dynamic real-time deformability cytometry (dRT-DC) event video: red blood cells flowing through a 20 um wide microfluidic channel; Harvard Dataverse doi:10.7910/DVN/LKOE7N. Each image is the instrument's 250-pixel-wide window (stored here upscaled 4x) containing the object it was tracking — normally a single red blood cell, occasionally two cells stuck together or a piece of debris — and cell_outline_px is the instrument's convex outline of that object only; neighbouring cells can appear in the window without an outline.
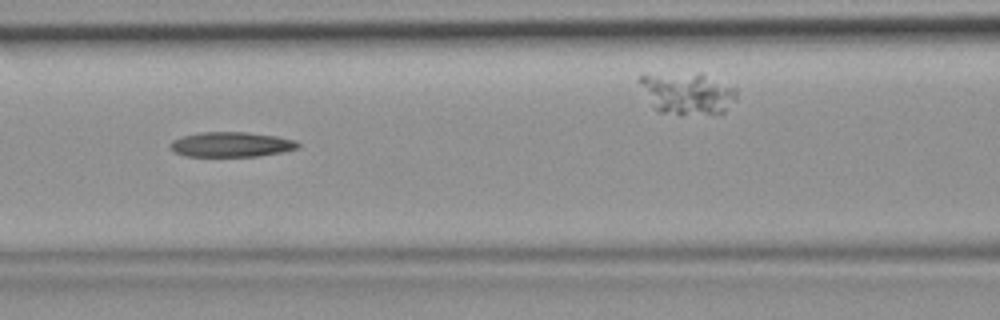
{"species": "common noctule bat (a hibernating species)", "species_latin": "Nyctalus noctula", "temperature_condition": "room temperature", "stored_images_in_passage": 37, "camera_frame_rate_fps": 3000, "um_per_image_px": 0.085, "animal": {"sex": "female", "body_mass_g": 19.9}, "frame": {"image": 1, "passage_image": 11, "time_ms": 3.333, "image_size_px": [1000, 320], "cell_outline_px": [[300, 148], [260, 156], [184, 156], [176, 152], [168, 144], [172, 140], [184, 136], [200, 132], [248, 132], [276, 136], [296, 140], [300, 144]], "centroid_in_image_um": [19.68, 12.27], "position_along_channel_um": 146.9, "area_um2": 18.55}}
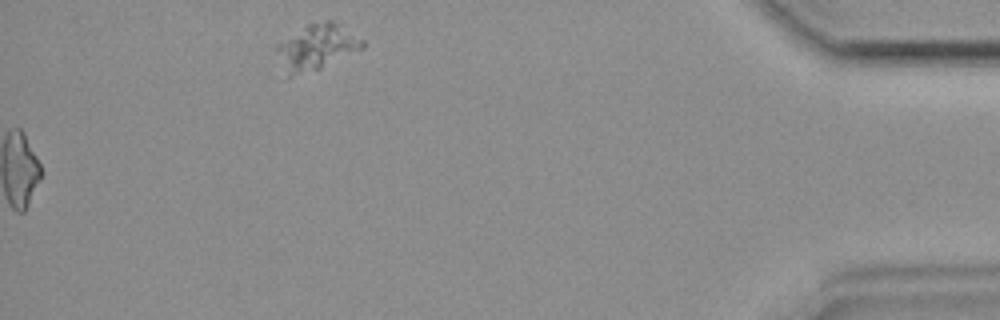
{"frame": {"image": 2, "passage_image": 37, "time_ms": 12.0, "image_size_px": [1000, 320], "cell_outline_px": [[364, 48], [320, 68], [288, 76], [276, 48], [276, 44], [312, 20], [332, 20], [364, 40]], "centroid_in_image_um": [26.94, 3.94], "position_along_channel_um": 408.3, "area_um2": 22.31}}